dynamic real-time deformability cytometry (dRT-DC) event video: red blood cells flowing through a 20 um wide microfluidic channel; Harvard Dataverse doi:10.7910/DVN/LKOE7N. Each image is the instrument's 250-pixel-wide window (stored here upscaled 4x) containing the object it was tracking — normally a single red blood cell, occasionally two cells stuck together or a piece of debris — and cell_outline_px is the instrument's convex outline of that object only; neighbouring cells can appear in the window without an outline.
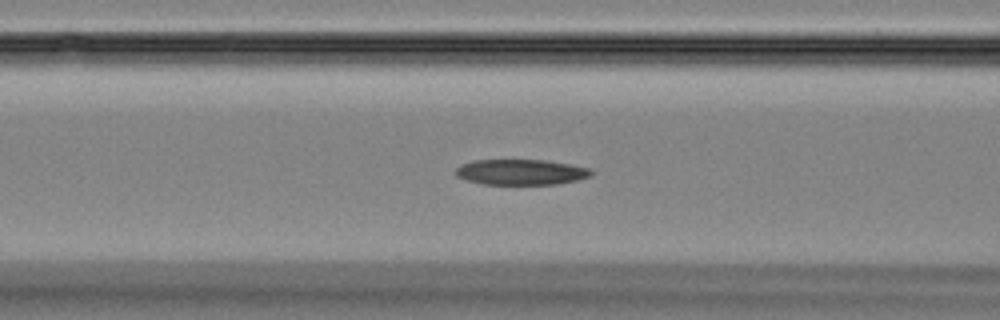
{"species": "Egyptian fruit bat (a non-hibernating species)", "species_latin": "Rousettus aegyptiacus", "temperature_condition": "room temperature", "stored_images_in_passage": 50, "camera_frame_rate_fps": 3000, "um_per_image_px": 0.085, "animal": {"sex": "female"}, "frame": {"image": 1, "passage_image": 17, "time_ms": 5.333, "image_size_px": [1000, 320], "cell_outline_px": [[592, 176], [576, 180], [556, 184], [484, 184], [468, 180], [456, 176], [452, 172], [460, 164], [476, 160], [544, 160], [592, 168]], "centroid_in_image_um": [44.26, 14.62], "position_along_channel_um": 122.3, "area_um2": 20.17}}
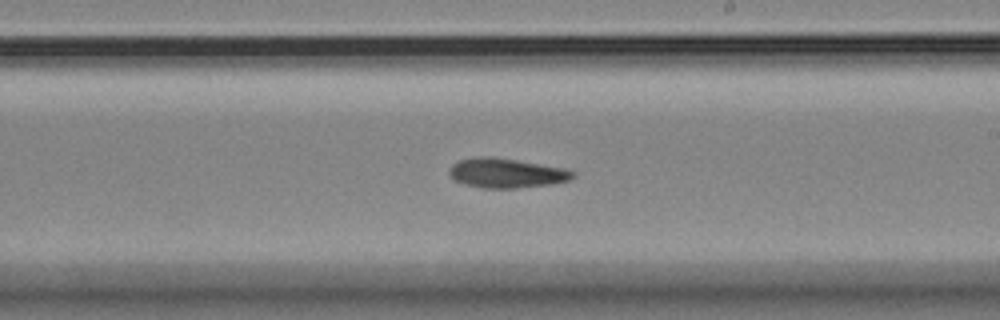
{"frame": {"image": 2, "passage_image": 27, "time_ms": 8.667, "image_size_px": [1000, 320], "cell_outline_px": [[576, 176], [568, 180], [552, 184], [516, 188], [484, 188], [464, 184], [456, 180], [448, 172], [448, 168], [452, 164], [460, 160], [476, 156], [492, 156], [568, 168], [576, 172]], "centroid_in_image_um": [43.07, 14.7], "position_along_channel_um": 245.9, "area_um2": 21.5}}
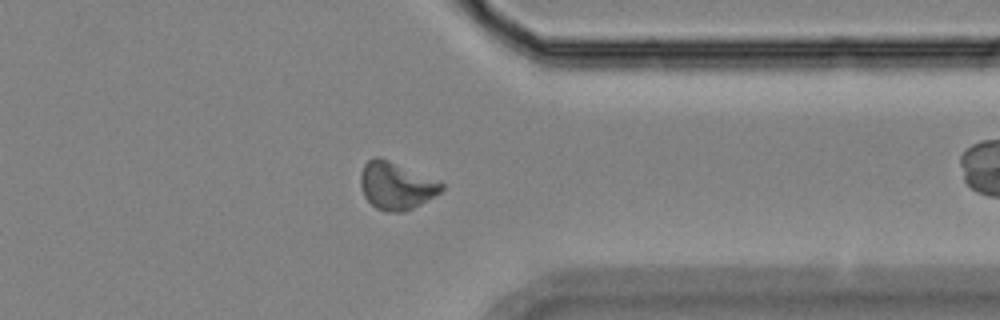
{"frame": {"image": 3, "passage_image": 38, "time_ms": 12.333, "image_size_px": [1000, 320], "cell_outline_px": [[444, 188], [440, 192], [420, 204], [412, 208], [400, 212], [388, 212], [376, 208], [364, 196], [360, 184], [360, 172], [364, 164], [368, 160], [376, 156], [388, 160], [440, 180], [444, 184]], "centroid_in_image_um": [33.67, 15.77], "position_along_channel_um": 377.7, "area_um2": 22.31}, "authors_computed_cell_mechanics": {"area_um2": 21.7328, "velocity_mm_per_s": 3.7082, "shape_relaxation_time_tau1_ms": null, "shape_relaxation_time_tau2_ms": 8.518, "deformation_change_tau1": null, "deformation_change_tau2": 0.1621}}